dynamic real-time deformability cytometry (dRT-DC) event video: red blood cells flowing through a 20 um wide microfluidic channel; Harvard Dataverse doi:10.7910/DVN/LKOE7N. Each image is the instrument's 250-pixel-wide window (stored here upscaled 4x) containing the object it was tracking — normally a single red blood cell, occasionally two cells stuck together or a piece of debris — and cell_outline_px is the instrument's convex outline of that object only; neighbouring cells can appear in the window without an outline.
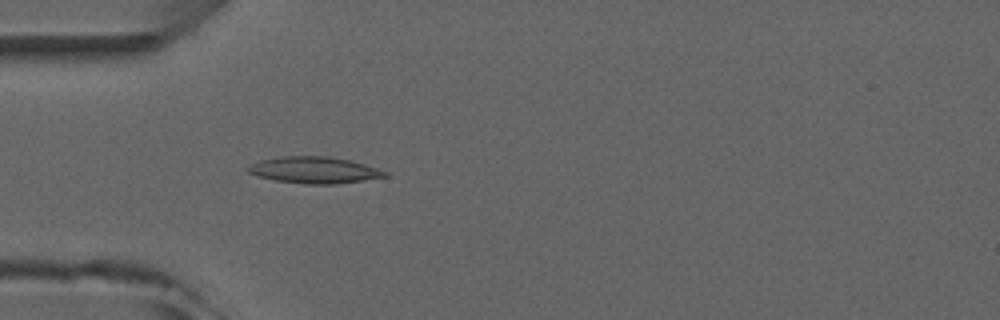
{"species": "common noctule bat (a hibernating species)", "species_latin": "Nyctalus noctula", "temperature_condition": "room temperature", "stored_images_in_passage": 6, "camera_frame_rate_fps": 3000, "um_per_image_px": 0.085, "animal": {"sex": "male", "forearm_length_mm": 52.5}, "frame": {"image": 1, "passage_image": 6, "time_ms": 5.667, "image_size_px": [1000, 320], "cell_outline_px": [[388, 176], [364, 180], [336, 184], [308, 184], [276, 180], [256, 176], [248, 172], [244, 168], [260, 160], [280, 156], [328, 156], [348, 160], [364, 164], [388, 172]], "centroid_in_image_um": [26.68, 14.45], "position_along_channel_um": 58.3, "area_um2": 21.1}}